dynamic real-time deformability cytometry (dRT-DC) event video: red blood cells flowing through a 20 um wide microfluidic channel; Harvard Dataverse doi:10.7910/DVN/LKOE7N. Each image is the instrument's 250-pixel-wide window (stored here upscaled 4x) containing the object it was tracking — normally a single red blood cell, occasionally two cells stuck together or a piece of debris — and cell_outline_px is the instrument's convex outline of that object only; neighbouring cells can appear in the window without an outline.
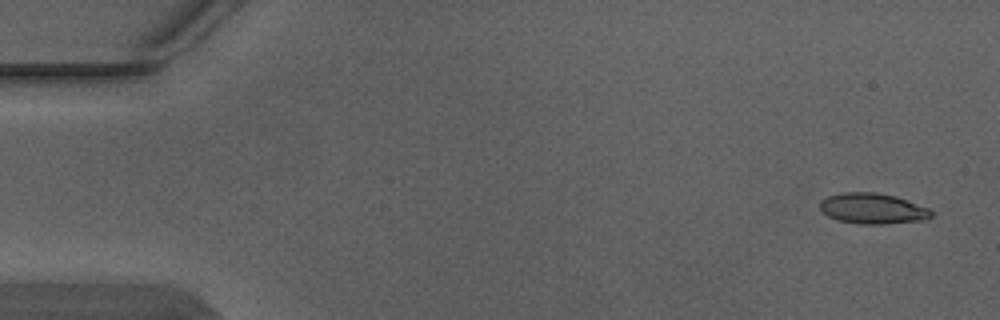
{"species": "Egyptian fruit bat (a non-hibernating species)", "species_latin": "Rousettus aegyptiacus", "temperature_condition": "warm", "stored_images_in_passage": 5, "segment_of_instrument_passage": [2, 2], "camera_frame_rate_fps": 3000, "um_per_image_px": 0.085, "animal": {"sex": "male"}, "frame": {"image": 1, "passage_image": 5, "time_ms": 1.333, "image_size_px": [1000, 320], "cell_outline_px": [[932, 216], [928, 220], [888, 224], [860, 224], [836, 220], [828, 216], [820, 208], [820, 200], [828, 196], [844, 192], [876, 192], [896, 196], [928, 208], [932, 212]], "centroid_in_image_um": [74.19, 17.73], "position_along_channel_um": 10.8, "area_um2": 20.06}}